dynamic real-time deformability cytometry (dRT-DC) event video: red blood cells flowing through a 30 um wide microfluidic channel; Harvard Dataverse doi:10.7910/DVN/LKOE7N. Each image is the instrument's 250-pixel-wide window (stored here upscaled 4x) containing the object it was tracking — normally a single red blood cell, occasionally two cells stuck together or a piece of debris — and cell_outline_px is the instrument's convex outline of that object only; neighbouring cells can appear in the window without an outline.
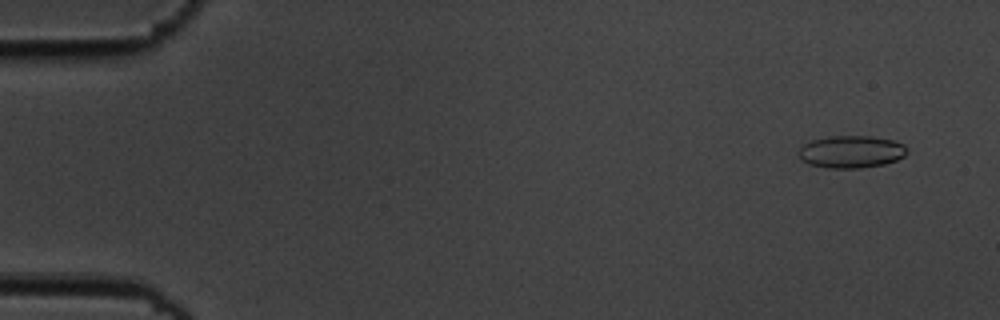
{"species": "common noctule bat (a hibernating species)", "species_latin": "Nyctalus noctula", "temperature_condition": "cold", "stored_images_in_passage": 56, "camera_frame_rate_fps": 3000, "um_per_image_px": 0.085, "animal": {"sex": "male", "body_mass_g": 19.5, "forearm_length_mm": 54.6}, "frame": {"image": 1, "passage_image": 4, "time_ms": 1.0, "image_size_px": [1000, 320], "cell_outline_px": [[908, 152], [904, 156], [896, 160], [884, 164], [860, 168], [828, 168], [808, 164], [800, 160], [800, 148], [804, 144], [812, 140], [828, 136], [872, 136], [892, 140], [904, 144], [908, 148]], "centroid_in_image_um": [72.37, 12.9], "position_along_channel_um": 12.6, "area_um2": 20.52}}
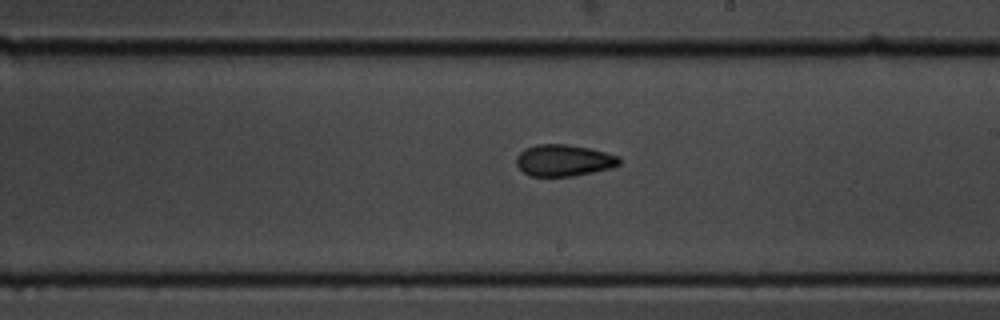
{"frame": {"image": 2, "passage_image": 33, "time_ms": 10.667, "image_size_px": [1000, 320], "cell_outline_px": [[620, 164], [612, 168], [572, 176], [528, 176], [516, 164], [516, 156], [524, 148], [536, 144], [568, 144], [588, 148], [620, 156]], "centroid_in_image_um": [47.9, 13.63], "position_along_channel_um": 241.1, "area_um2": 19.02}}
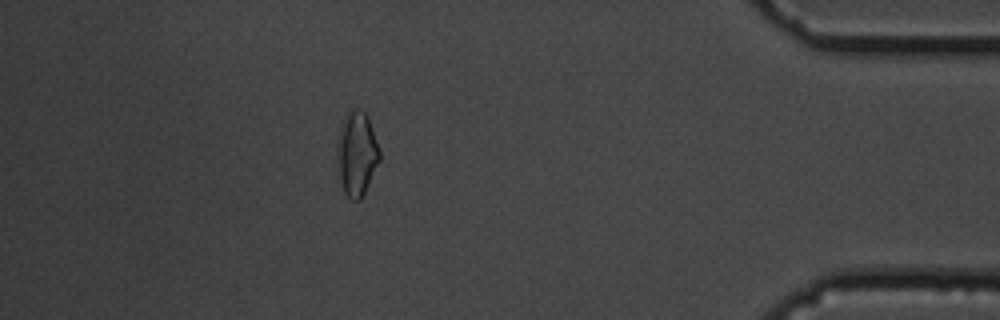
{"frame": {"image": 3, "passage_image": 50, "time_ms": 16.333, "image_size_px": [1000, 320], "cell_outline_px": [[380, 160], [360, 200], [352, 200], [344, 192], [340, 180], [336, 156], [336, 144], [340, 128], [344, 116], [348, 108], [360, 108], [368, 116], [380, 152]], "centroid_in_image_um": [30.3, 13.0], "position_along_channel_um": 404.9, "area_um2": 20.98}, "authors_computed_cell_mechanics": {"area_um2": 19.1896, "velocity_mm_per_s": 3.6417, "shape_relaxation_time_tau1_ms": 5.0119, "shape_relaxation_time_tau2_ms": 5.8241, "deformation_change_tau1": 0.1076, "deformation_change_tau2": 0.1185}}